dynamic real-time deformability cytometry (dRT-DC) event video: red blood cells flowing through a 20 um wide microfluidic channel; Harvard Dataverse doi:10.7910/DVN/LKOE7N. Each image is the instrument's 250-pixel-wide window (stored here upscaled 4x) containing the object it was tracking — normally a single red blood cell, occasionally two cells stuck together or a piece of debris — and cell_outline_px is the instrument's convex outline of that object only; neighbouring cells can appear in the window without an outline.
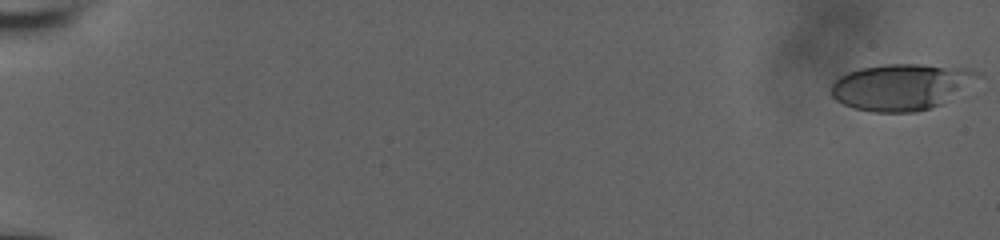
{"species": "human", "species_latin": "Homo sapiens", "temperature_condition": "room temperature", "stored_images_in_passage": 58, "camera_frame_rate_fps": 3000, "um_per_image_px": 0.085, "donor": {"sex": "male"}, "frame": {"image": 1, "passage_image": 1, "time_ms": 0.0, "image_size_px": [1000, 240], "cell_outline_px": [[984, 76], [940, 104], [916, 112], [872, 112], [856, 108], [844, 104], [836, 100], [832, 96], [832, 84], [840, 76], [848, 72], [860, 68], [884, 64], [924, 64], [968, 68], [980, 72]], "centroid_in_image_um": [76.63, 7.36], "position_along_channel_um": 8.4, "area_um2": 39.48}}
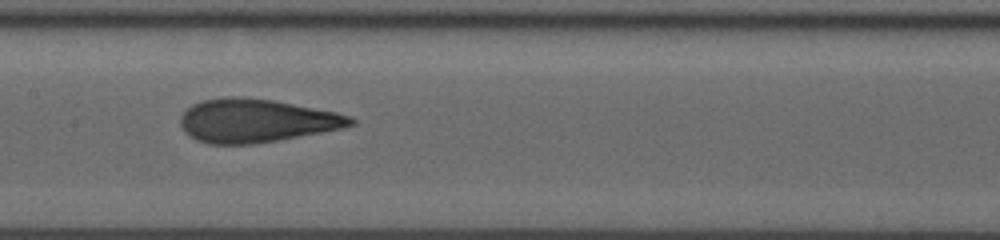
{"frame": {"image": 2, "passage_image": 32, "time_ms": 10.333, "image_size_px": [1000, 240], "cell_outline_px": [[356, 124], [344, 128], [276, 140], [252, 144], [208, 144], [196, 140], [188, 136], [184, 132], [180, 124], [180, 116], [192, 104], [204, 100], [228, 96], [244, 96], [272, 100], [336, 112], [352, 116], [356, 120]], "centroid_in_image_um": [21.76, 10.25], "position_along_channel_um": 185.6, "area_um2": 43.12}}
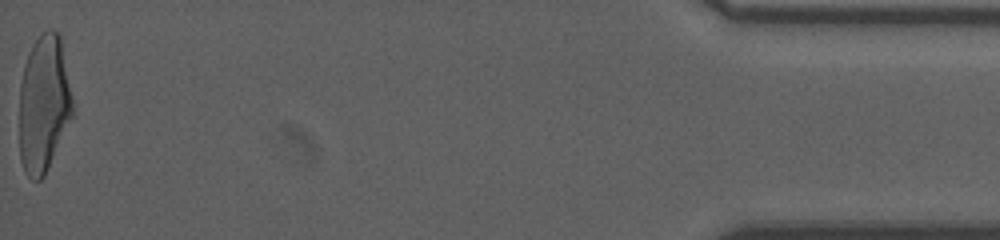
{"frame": {"image": 3, "passage_image": 58, "time_ms": 19.0, "image_size_px": [1000, 240], "cell_outline_px": [[72, 116], [48, 168], [44, 176], [40, 180], [32, 180], [24, 172], [20, 160], [20, 84], [24, 64], [28, 52], [32, 44], [48, 28], [52, 28], [60, 32], [72, 100]], "centroid_in_image_um": [3.71, 8.81], "position_along_channel_um": 431.5, "area_um2": 42.48}, "authors_computed_cell_mechanics": {"area_um2": 41.7605, "velocity_mm_per_s": 3.839, "shape_relaxation_time_tau1_ms": 6.6745, "shape_relaxation_time_tau2_ms": 1.0338, "deformation_change_tau1": 0.2398, "deformation_change_tau2": 0.1019}}